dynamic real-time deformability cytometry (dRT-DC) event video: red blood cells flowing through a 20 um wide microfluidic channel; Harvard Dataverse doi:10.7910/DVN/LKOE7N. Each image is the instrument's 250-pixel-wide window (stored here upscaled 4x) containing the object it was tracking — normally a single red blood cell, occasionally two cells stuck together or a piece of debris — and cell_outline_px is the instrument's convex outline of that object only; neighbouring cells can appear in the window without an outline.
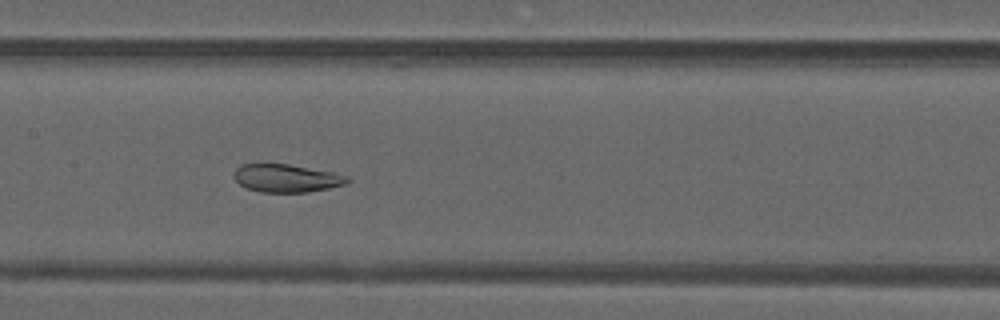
{"species": "common noctule bat (a hibernating species)", "species_latin": "Nyctalus noctula", "temperature_condition": "warm", "stored_images_in_passage": 35, "camera_frame_rate_fps": 3000, "um_per_image_px": 0.085, "animal": {"sex": "male", "forearm_length_mm": 52.5}, "frame": {"image": 1, "passage_image": 10, "time_ms": 3.0, "image_size_px": [1000, 320], "cell_outline_px": [[352, 180], [348, 184], [308, 192], [260, 192], [248, 188], [240, 184], [232, 176], [236, 168], [240, 164], [288, 164], [332, 172], [348, 176]], "centroid_in_image_um": [24.37, 15.15], "position_along_channel_um": 183.0, "area_um2": 18.5}}
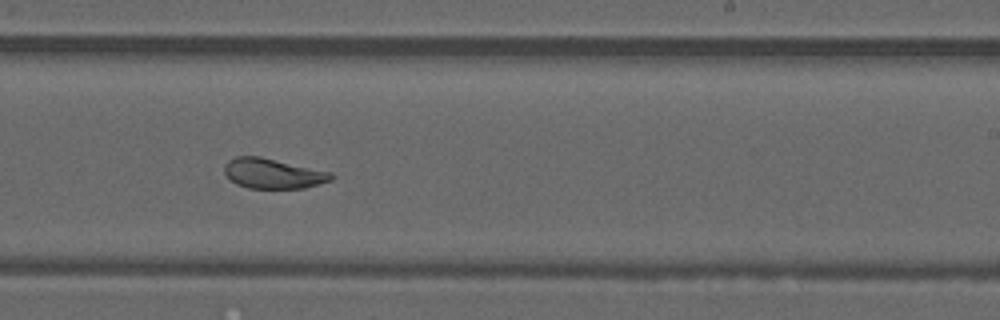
{"frame": {"image": 2, "passage_image": 16, "time_ms": 5.0, "image_size_px": [1000, 320], "cell_outline_px": [[336, 176], [332, 180], [304, 188], [248, 188], [236, 184], [224, 172], [224, 164], [228, 160], [236, 156], [260, 156], [332, 172]], "centroid_in_image_um": [23.22, 14.74], "position_along_channel_um": 265.8, "area_um2": 18.79}}
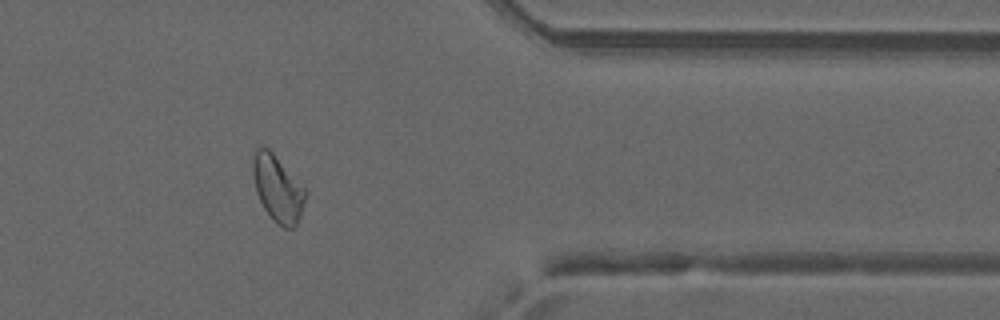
{"frame": {"image": 3, "passage_image": 26, "time_ms": 8.333, "image_size_px": [1000, 320], "cell_outline_px": [[308, 192], [300, 216], [296, 224], [292, 228], [284, 228], [276, 224], [272, 220], [264, 208], [256, 192], [252, 172], [252, 152], [260, 144], [268, 148], [272, 152]], "centroid_in_image_um": [23.57, 16.0], "position_along_channel_um": 387.8, "area_um2": 20.46}, "authors_computed_cell_mechanics": {"area_um2": 20.0566, "velocity_mm_per_s": 4.1568, "shape_relaxation_time_tau1_ms": null, "shape_relaxation_time_tau2_ms": 1.3197, "deformation_change_tau1": null, "deformation_change_tau2": 0.0619}}